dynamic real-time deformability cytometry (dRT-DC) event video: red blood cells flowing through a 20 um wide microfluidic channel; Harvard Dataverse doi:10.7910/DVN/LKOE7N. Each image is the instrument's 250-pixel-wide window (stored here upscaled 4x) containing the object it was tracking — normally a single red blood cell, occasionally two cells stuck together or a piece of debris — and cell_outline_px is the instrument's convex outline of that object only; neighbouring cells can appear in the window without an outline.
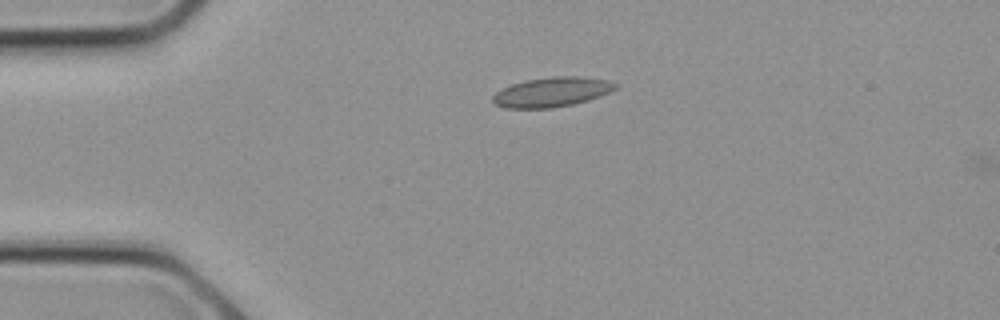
{"species": "common noctule bat (a hibernating species)", "species_latin": "Nyctalus noctula", "temperature_condition": "cold", "stored_images_in_passage": 7, "camera_frame_rate_fps": 3000, "um_per_image_px": 0.085, "animal": {"sex": "female", "body_mass_g": 21.9}, "frame": {"image": 1, "passage_image": 6, "time_ms": 1.667, "image_size_px": [1000, 320], "cell_outline_px": [[620, 84], [616, 88], [600, 96], [588, 100], [572, 104], [552, 108], [504, 108], [496, 104], [492, 100], [492, 96], [496, 92], [512, 84], [524, 80], [552, 76], [580, 76], [608, 80]], "centroid_in_image_um": [46.92, 7.81], "position_along_channel_um": 38.1, "area_um2": 21.21}}